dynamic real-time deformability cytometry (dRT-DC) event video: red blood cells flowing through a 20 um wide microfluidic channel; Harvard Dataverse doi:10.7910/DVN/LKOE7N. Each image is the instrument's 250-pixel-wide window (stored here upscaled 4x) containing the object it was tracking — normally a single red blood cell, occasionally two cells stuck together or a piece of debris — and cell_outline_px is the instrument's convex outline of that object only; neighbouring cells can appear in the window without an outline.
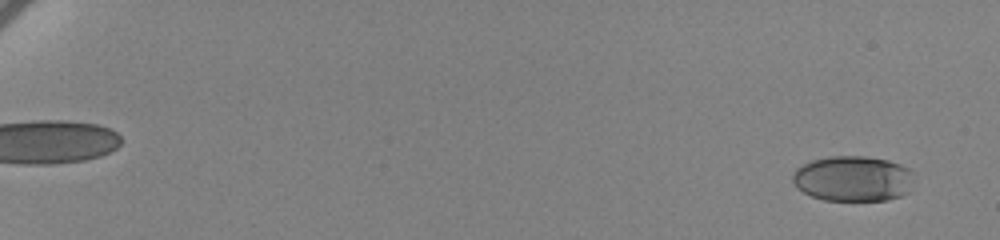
{"species": "human", "species_latin": "Homo sapiens", "temperature_condition": "cold", "stored_images_in_passage": 61, "camera_frame_rate_fps": 3000, "um_per_image_px": 0.085, "donor": {"sex": "female"}, "frame": {"image": 1, "passage_image": 2, "time_ms": 0.333, "image_size_px": [1000, 240], "cell_outline_px": [[912, 172], [908, 192], [900, 196], [888, 200], [824, 200], [812, 196], [796, 188], [792, 180], [792, 172], [796, 168], [812, 160], [828, 156], [864, 156], [888, 160], [900, 164], [908, 168]], "centroid_in_image_um": [72.46, 15.18], "position_along_channel_um": 12.5, "area_um2": 32.14}}
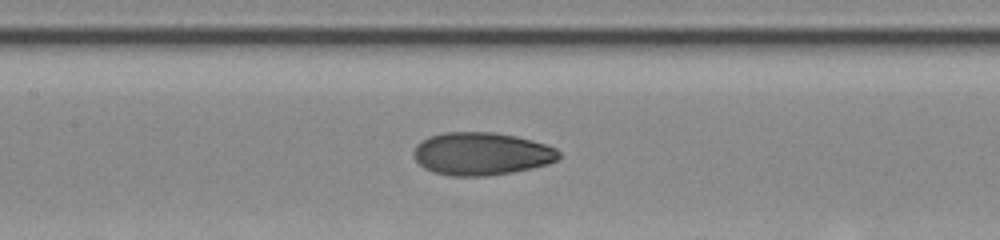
{"frame": {"image": 2, "passage_image": 33, "time_ms": 10.667, "image_size_px": [1000, 240], "cell_outline_px": [[560, 156], [556, 160], [548, 164], [532, 168], [512, 172], [488, 176], [452, 176], [432, 172], [424, 168], [412, 156], [412, 152], [416, 144], [420, 140], [428, 136], [444, 132], [492, 132], [516, 136], [532, 140], [556, 148], [560, 152]], "centroid_in_image_um": [40.88, 13.07], "position_along_channel_um": 166.5, "area_um2": 36.53}}
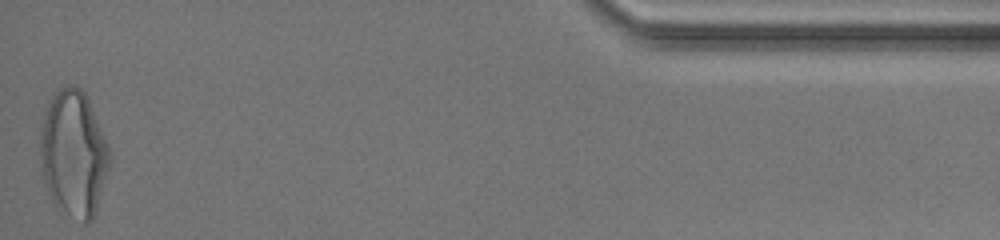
{"frame": {"image": 3, "passage_image": 61, "time_ms": 20.0, "image_size_px": [1000, 240], "cell_outline_px": [[112, 160], [92, 220], [88, 224], [84, 224], [60, 212], [52, 204], [40, 176], [40, 136], [44, 116], [48, 104], [56, 92], [64, 84], [76, 84], [84, 92], [88, 100], [112, 152]], "centroid_in_image_um": [6.24, 13.12], "position_along_channel_um": 429.0, "area_um2": 52.08}, "authors_computed_cell_mechanics": {"area_um2": 35.2002, "velocity_mm_per_s": 3.4476, "shape_relaxation_time_tau1_ms": 4.012, "shape_relaxation_time_tau2_ms": 1.7902, "deformation_change_tau1": 0.158, "deformation_change_tau2": 0.0594}}